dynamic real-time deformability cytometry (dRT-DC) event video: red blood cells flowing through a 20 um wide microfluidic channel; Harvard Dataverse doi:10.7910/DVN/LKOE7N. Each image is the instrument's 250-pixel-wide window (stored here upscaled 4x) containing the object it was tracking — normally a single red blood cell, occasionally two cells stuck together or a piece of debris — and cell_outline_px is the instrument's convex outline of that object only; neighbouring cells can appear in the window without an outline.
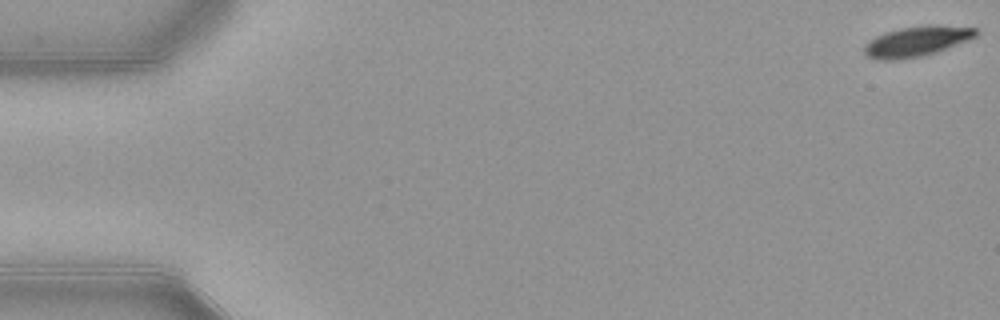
{"species": "common noctule bat (a hibernating species)", "species_latin": "Nyctalus noctula", "temperature_condition": "warm", "stored_images_in_passage": 54, "camera_frame_rate_fps": 3000, "um_per_image_px": 0.085, "animal": {"sex": "female", "body_mass_g": 21.9}, "frame": {"image": 1, "passage_image": 1, "time_ms": 0.0, "image_size_px": [1000, 320], "cell_outline_px": [[980, 32], [976, 36], [936, 52], [920, 56], [892, 60], [876, 60], [868, 56], [864, 52], [864, 44], [868, 40], [884, 32], [900, 28], [928, 24], [936, 24], [976, 28]], "centroid_in_image_um": [77.89, 3.49], "position_along_channel_um": 7.1, "area_um2": 19.65}}
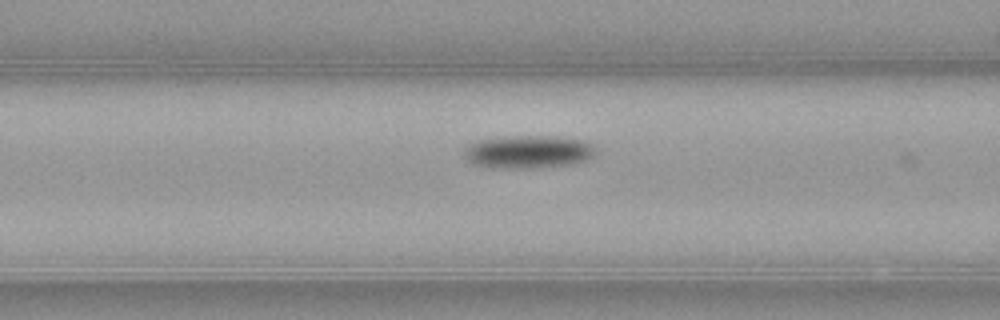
{"frame": {"image": 2, "passage_image": 22, "time_ms": 7.0, "image_size_px": [1000, 320], "cell_outline_px": [[596, 152], [588, 160], [572, 164], [540, 168], [488, 168], [472, 164], [464, 156], [464, 152], [468, 144], [476, 140], [504, 136], [556, 136], [584, 140], [592, 144], [596, 148]], "centroid_in_image_um": [44.89, 12.91], "position_along_channel_um": 121.7, "area_um2": 25.84}}
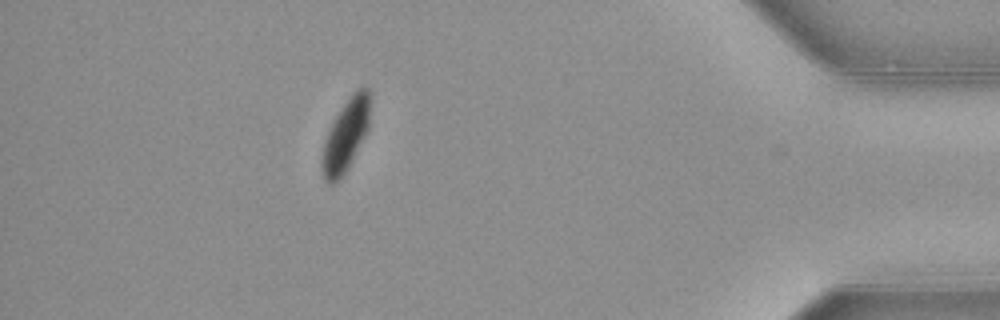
{"frame": {"image": 3, "passage_image": 48, "time_ms": 15.667, "image_size_px": [1000, 320], "cell_outline_px": [[368, 128], [364, 136], [344, 172], [332, 184], [328, 184], [324, 180], [320, 168], [320, 160], [324, 144], [328, 132], [336, 116], [344, 104], [356, 88], [368, 88]], "centroid_in_image_um": [29.33, 11.54], "position_along_channel_um": 405.9, "area_um2": 19.25}, "authors_computed_cell_mechanics": {"area_um2": 22.0796, "velocity_mm_per_s": 3.8713, "shape_relaxation_time_tau1_ms": 1.7706, "shape_relaxation_time_tau2_ms": null, "deformation_change_tau1": 0.0959, "deformation_change_tau2": null}}